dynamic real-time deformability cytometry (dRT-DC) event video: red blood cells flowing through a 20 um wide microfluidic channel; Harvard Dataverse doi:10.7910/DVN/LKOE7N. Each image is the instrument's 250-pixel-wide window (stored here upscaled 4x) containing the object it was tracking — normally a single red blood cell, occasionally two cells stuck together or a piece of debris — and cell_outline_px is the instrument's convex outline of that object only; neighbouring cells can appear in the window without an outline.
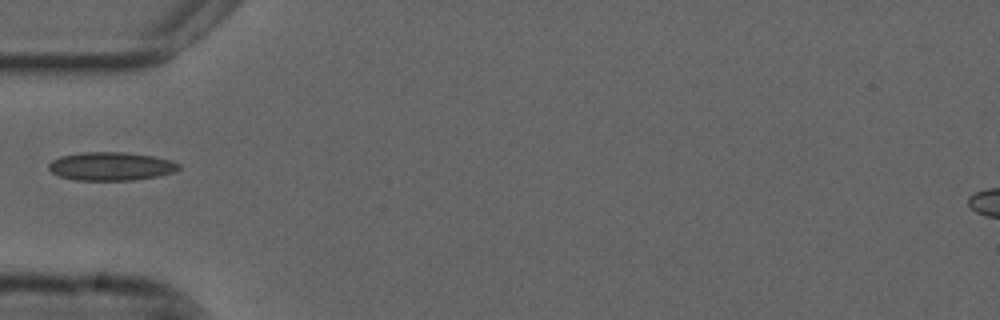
{"species": "common noctule bat (a hibernating species)", "species_latin": "Nyctalus noctula", "temperature_condition": "cold", "stored_images_in_passage": 37, "camera_frame_rate_fps": 3000, "um_per_image_px": 0.085, "animal": {"sex": "male", "forearm_length_mm": 52.5}, "frame": {"image": 1, "passage_image": 1, "time_ms": 0.0, "image_size_px": [1000, 320], "cell_outline_px": [[180, 168], [176, 172], [156, 176], [132, 180], [76, 180], [60, 176], [52, 172], [48, 168], [48, 164], [52, 160], [60, 156], [80, 152], [128, 152], [152, 156], [172, 160], [180, 164]], "centroid_in_image_um": [9.44, 14.12], "position_along_channel_um": 75.6, "area_um2": 21.62}}
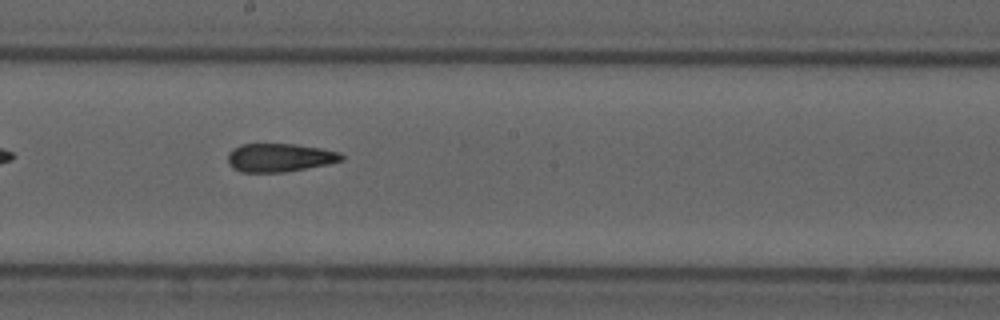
{"frame": {"image": 2, "passage_image": 13, "time_ms": 4.0, "image_size_px": [1000, 320], "cell_outline_px": [[344, 160], [328, 164], [284, 172], [240, 172], [232, 168], [228, 164], [228, 152], [232, 148], [240, 144], [296, 144], [320, 148], [340, 152], [344, 156]], "centroid_in_image_um": [23.74, 13.39], "position_along_channel_um": 224.5, "area_um2": 18.96}}
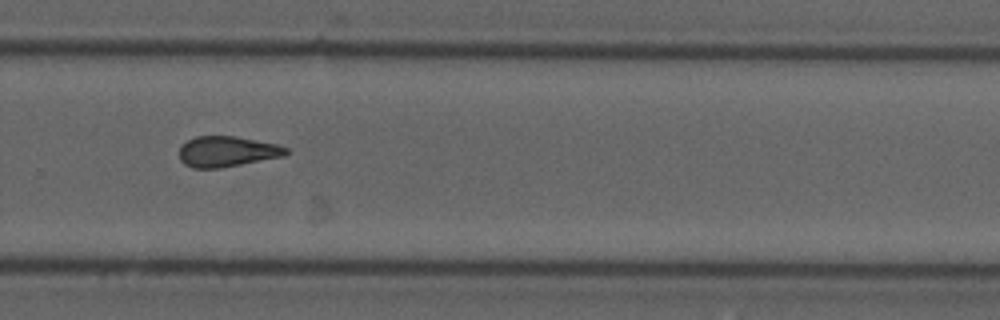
{"frame": {"image": 3, "passage_image": 20, "time_ms": 6.333, "image_size_px": [1000, 320], "cell_outline_px": [[288, 152], [284, 156], [220, 168], [192, 168], [184, 164], [180, 160], [180, 144], [196, 136], [232, 136], [256, 140], [276, 144], [288, 148]], "centroid_in_image_um": [19.27, 12.88], "position_along_channel_um": 310.5, "area_um2": 18.96}}